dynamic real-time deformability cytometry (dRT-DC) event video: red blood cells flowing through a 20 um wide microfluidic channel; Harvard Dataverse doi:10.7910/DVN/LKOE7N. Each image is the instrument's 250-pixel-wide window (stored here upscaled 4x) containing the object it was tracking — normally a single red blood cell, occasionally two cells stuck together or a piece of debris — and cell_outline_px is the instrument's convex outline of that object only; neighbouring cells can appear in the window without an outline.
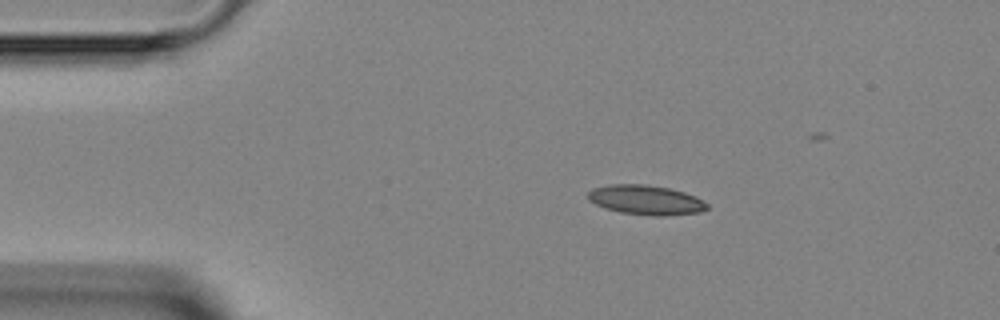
{"species": "Egyptian fruit bat (a non-hibernating species)", "species_latin": "Rousettus aegyptiacus", "temperature_condition": "room temperature", "stored_images_in_passage": 4, "camera_frame_rate_fps": 3000, "um_per_image_px": 0.085, "animal": {"sex": "female"}, "frame": {"image": 1, "passage_image": 1, "time_ms": 0.0, "image_size_px": [1000, 320], "cell_outline_px": [[708, 208], [700, 212], [668, 216], [652, 216], [620, 212], [604, 208], [588, 200], [588, 192], [592, 188], [608, 184], [644, 184], [668, 188], [684, 192], [696, 196], [708, 204]], "centroid_in_image_um": [54.89, 17.0], "position_along_channel_um": 30.1, "area_um2": 20.69}}
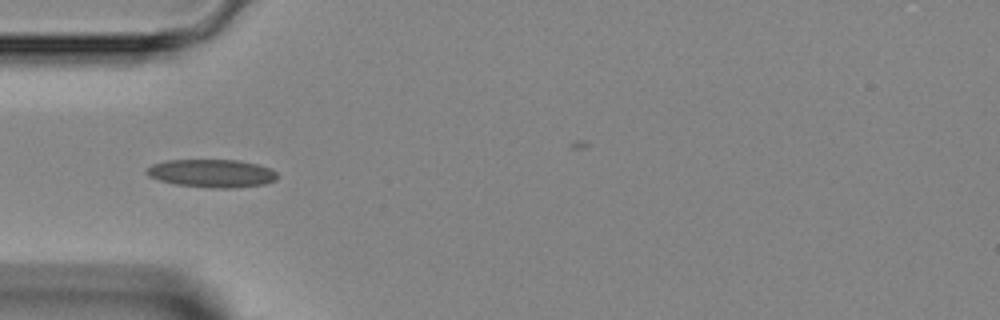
{"frame": {"image": 2, "passage_image": 3, "time_ms": 2.0, "image_size_px": [1000, 320], "cell_outline_px": [[276, 180], [264, 184], [236, 188], [212, 188], [176, 184], [160, 180], [148, 176], [144, 172], [152, 164], [168, 160], [240, 160], [260, 164], [272, 168], [276, 172]], "centroid_in_image_um": [18.04, 14.73], "position_along_channel_um": 67.0, "area_um2": 21.5}}